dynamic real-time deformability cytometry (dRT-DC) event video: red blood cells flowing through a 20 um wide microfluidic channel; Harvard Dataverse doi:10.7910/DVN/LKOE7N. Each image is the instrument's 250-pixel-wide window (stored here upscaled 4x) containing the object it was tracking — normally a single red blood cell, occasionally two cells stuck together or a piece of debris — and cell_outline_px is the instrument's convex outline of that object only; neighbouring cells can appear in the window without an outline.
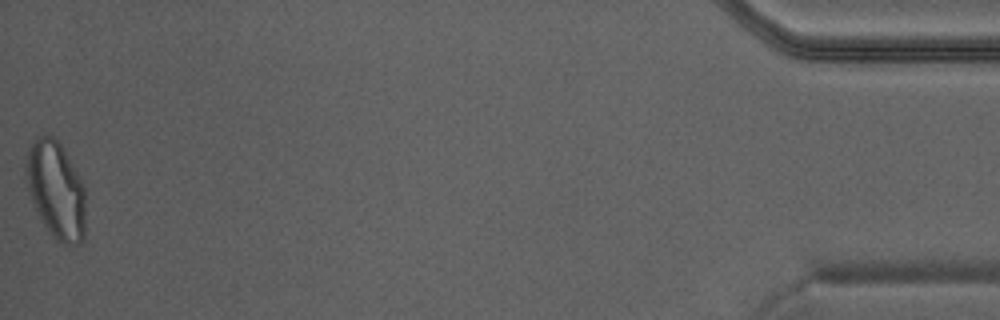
{"species": "Egyptian fruit bat (a non-hibernating species)", "species_latin": "Rousettus aegyptiacus", "temperature_condition": "warm", "stored_images_in_passage": 43, "camera_frame_rate_fps": 3000, "um_per_image_px": 0.085, "animal": {"sex": "male"}, "frame": {"image": 1, "passage_image": 43, "time_ms": 14.0, "image_size_px": [1000, 320], "cell_outline_px": [[84, 240], [80, 244], [60, 244], [52, 236], [44, 224], [28, 192], [24, 176], [24, 164], [28, 144], [36, 136], [44, 132], [48, 132], [64, 148], [84, 184]], "centroid_in_image_um": [4.72, 16.07], "position_along_channel_um": 430.5, "area_um2": 34.51}}